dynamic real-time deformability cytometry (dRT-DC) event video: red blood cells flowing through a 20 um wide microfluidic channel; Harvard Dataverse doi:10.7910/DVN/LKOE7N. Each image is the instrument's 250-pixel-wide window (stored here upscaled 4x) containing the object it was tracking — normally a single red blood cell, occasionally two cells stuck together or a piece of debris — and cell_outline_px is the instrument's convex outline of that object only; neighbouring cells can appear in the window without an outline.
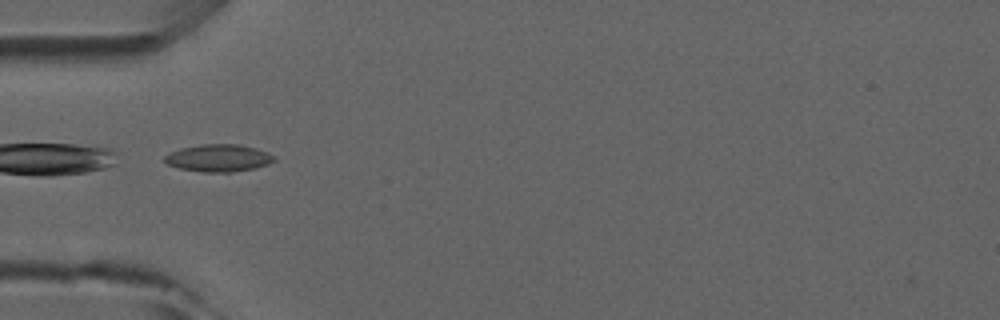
{"species": "common noctule bat (a hibernating species)", "species_latin": "Nyctalus noctula", "temperature_condition": "room temperature", "stored_images_in_passage": 5, "camera_frame_rate_fps": 3000, "um_per_image_px": 0.085, "animal": {"sex": "male", "forearm_length_mm": 52.5}, "frame": {"image": 1, "passage_image": 5, "time_ms": 4.333, "image_size_px": [1000, 320], "cell_outline_px": [[276, 160], [268, 164], [256, 168], [232, 172], [204, 172], [180, 168], [168, 164], [164, 160], [164, 156], [180, 148], [200, 144], [240, 144], [256, 148], [268, 152], [276, 156]], "centroid_in_image_um": [18.63, 13.42], "position_along_channel_um": 66.4, "area_um2": 17.51}}